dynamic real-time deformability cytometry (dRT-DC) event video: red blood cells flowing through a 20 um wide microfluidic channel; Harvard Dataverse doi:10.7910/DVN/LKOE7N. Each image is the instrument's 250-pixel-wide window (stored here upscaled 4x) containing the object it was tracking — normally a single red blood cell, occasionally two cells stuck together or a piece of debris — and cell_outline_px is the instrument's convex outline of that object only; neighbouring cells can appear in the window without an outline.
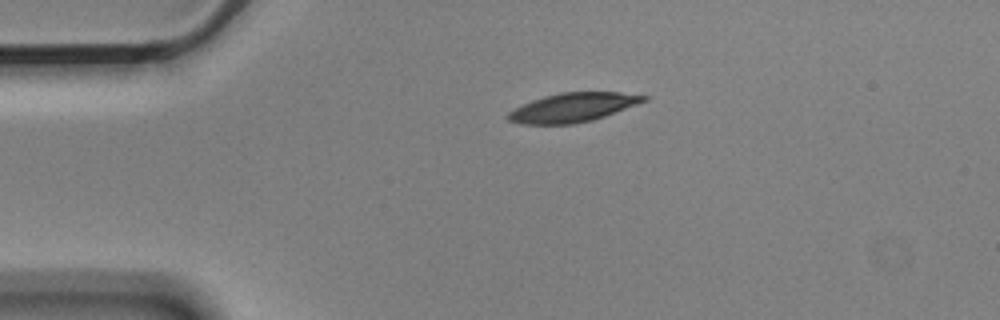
{"species": "Egyptian fruit bat (a non-hibernating species)", "species_latin": "Rousettus aegyptiacus", "temperature_condition": "cold", "stored_images_in_passage": 2, "camera_frame_rate_fps": 3000, "um_per_image_px": 0.085, "animal": {"sex": "male"}, "frame": {"image": 1, "passage_image": 1, "time_ms": 0.0, "image_size_px": [1000, 320], "cell_outline_px": [[648, 100], [604, 116], [592, 120], [572, 124], [520, 124], [508, 120], [504, 116], [508, 112], [532, 100], [544, 96], [560, 92], [620, 92], [648, 96]], "centroid_in_image_um": [48.67, 9.13], "position_along_channel_um": 36.3, "area_um2": 22.83}}